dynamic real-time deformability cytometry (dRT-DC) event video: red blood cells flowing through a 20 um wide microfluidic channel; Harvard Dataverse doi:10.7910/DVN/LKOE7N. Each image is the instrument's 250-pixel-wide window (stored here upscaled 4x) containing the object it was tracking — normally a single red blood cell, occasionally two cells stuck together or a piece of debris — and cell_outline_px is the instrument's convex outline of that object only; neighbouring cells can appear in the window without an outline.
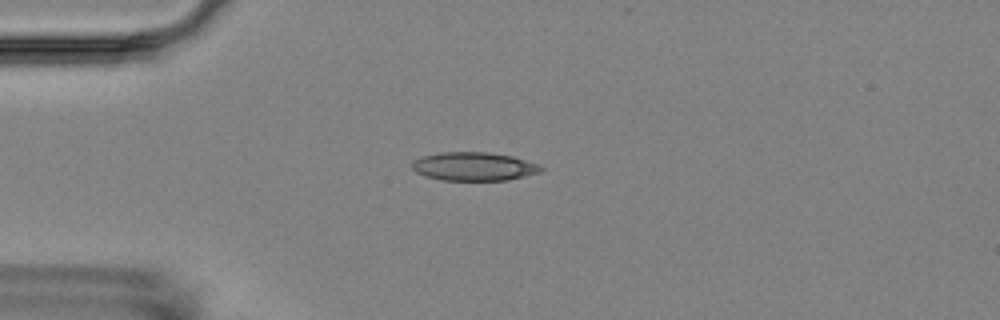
{"species": "Egyptian fruit bat (a non-hibernating species)", "species_latin": "Rousettus aegyptiacus", "temperature_condition": "room temperature", "stored_images_in_passage": 3, "camera_frame_rate_fps": 3000, "um_per_image_px": 0.085, "animal": {"sex": "female"}, "frame": {"image": 1, "passage_image": 3, "time_ms": 2.333, "image_size_px": [1000, 320], "cell_outline_px": [[544, 168], [540, 172], [508, 180], [444, 180], [424, 176], [416, 172], [412, 168], [412, 160], [424, 156], [440, 152], [488, 152], [512, 156], [536, 164]], "centroid_in_image_um": [40.24, 14.15], "position_along_channel_um": 44.8, "area_um2": 21.27}}